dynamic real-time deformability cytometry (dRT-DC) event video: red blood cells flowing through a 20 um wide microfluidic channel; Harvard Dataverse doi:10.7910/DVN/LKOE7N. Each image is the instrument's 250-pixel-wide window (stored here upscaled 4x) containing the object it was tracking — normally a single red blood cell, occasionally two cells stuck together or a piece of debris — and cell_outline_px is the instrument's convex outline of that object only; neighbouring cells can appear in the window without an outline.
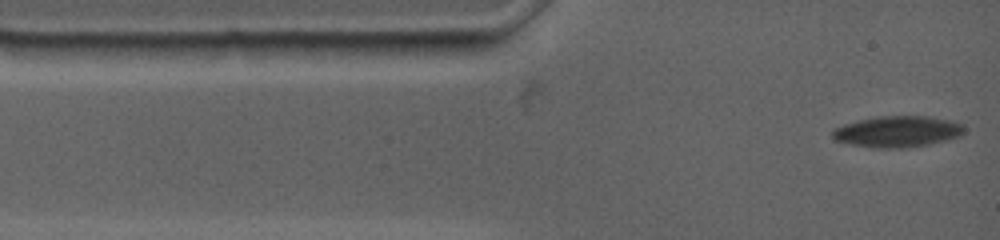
{"species": "common noctule bat (a hibernating species)", "species_latin": "Nyctalus noctula", "temperature_condition": "warm", "stored_images_in_passage": 91, "camera_frame_rate_fps": 4500, "um_per_image_px": 0.085, "animal": {"sex": "female", "body_mass_g": 19.0, "forearm_length_mm": 53.3}, "frame": {"image": 1, "passage_image": 1, "time_ms": 0.0, "image_size_px": [1000, 240], "cell_outline_px": [[964, 132], [960, 136], [948, 140], [908, 148], [876, 148], [852, 144], [832, 140], [832, 128], [844, 124], [876, 116], [928, 116], [952, 120], [964, 124]], "centroid_in_image_um": [76.3, 11.18], "position_along_channel_um": 8.7, "area_um2": 24.22}}
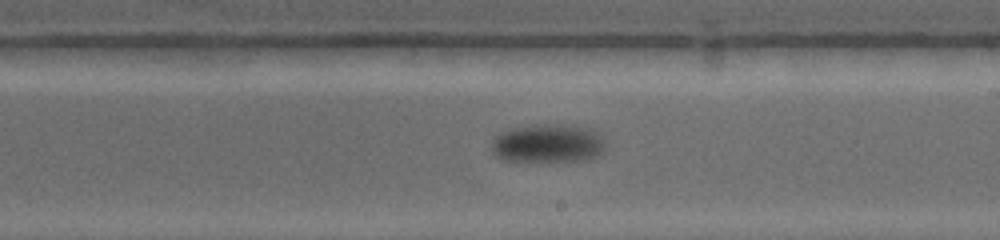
{"frame": {"image": 2, "passage_image": 39, "time_ms": 8.0, "image_size_px": [1000, 240], "cell_outline_px": [[604, 148], [600, 156], [584, 160], [500, 160], [492, 152], [492, 136], [500, 132], [512, 128], [532, 124], [564, 124], [588, 128], [596, 132], [604, 140]], "centroid_in_image_um": [46.54, 12.16], "position_along_channel_um": 242.5, "area_um2": 25.66}}
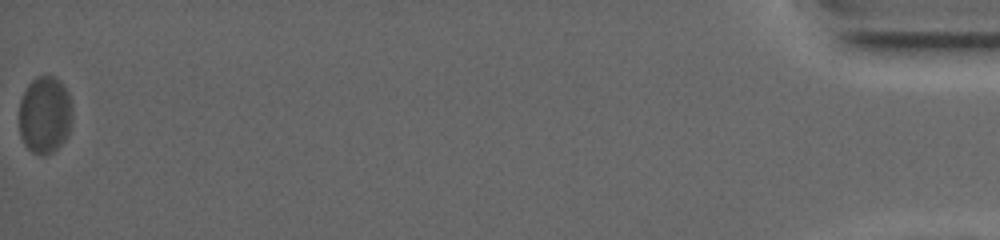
{"frame": {"image": 3, "passage_image": 91, "time_ms": 18.889, "image_size_px": [1000, 240], "cell_outline_px": [[72, 120], [68, 136], [56, 148], [48, 152], [32, 152], [28, 148], [20, 136], [20, 100], [28, 84], [36, 76], [56, 76], [60, 80], [68, 92], [72, 104]], "centroid_in_image_um": [3.84, 9.7], "position_along_channel_um": 431.4, "area_um2": 23.81}, "authors_computed_cell_mechanics": {"area_um2": 24.565, "velocity_mm_per_s": 3.4035, "shape_relaxation_time_tau1_ms": 3.5843, "shape_relaxation_time_tau2_ms": null, "deformation_change_tau1": 0.116, "deformation_change_tau2": null}}